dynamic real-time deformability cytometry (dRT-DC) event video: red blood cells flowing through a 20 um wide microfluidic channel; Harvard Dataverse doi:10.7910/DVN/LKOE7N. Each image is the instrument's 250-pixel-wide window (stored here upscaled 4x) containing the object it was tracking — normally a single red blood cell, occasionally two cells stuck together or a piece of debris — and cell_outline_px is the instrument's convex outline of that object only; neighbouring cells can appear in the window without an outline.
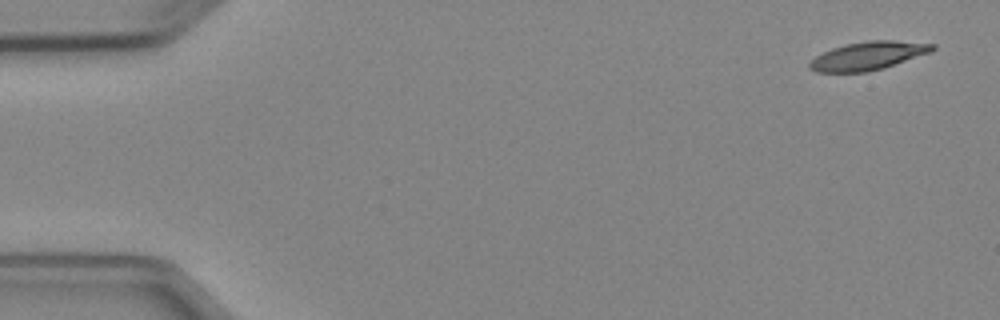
{"species": "Egyptian fruit bat (a non-hibernating species)", "species_latin": "Rousettus aegyptiacus", "temperature_condition": "cold", "stored_images_in_passage": 5, "camera_frame_rate_fps": 3000, "um_per_image_px": 0.085, "animal": {"sex": "female"}, "frame": {"image": 1, "passage_image": 1, "time_ms": 0.0, "image_size_px": [1000, 320], "cell_outline_px": [[936, 48], [932, 52], [884, 68], [868, 72], [816, 72], [808, 68], [808, 64], [816, 56], [832, 48], [844, 44], [868, 40], [896, 40], [936, 44]], "centroid_in_image_um": [73.82, 4.74], "position_along_channel_um": 11.2, "area_um2": 20.46}}